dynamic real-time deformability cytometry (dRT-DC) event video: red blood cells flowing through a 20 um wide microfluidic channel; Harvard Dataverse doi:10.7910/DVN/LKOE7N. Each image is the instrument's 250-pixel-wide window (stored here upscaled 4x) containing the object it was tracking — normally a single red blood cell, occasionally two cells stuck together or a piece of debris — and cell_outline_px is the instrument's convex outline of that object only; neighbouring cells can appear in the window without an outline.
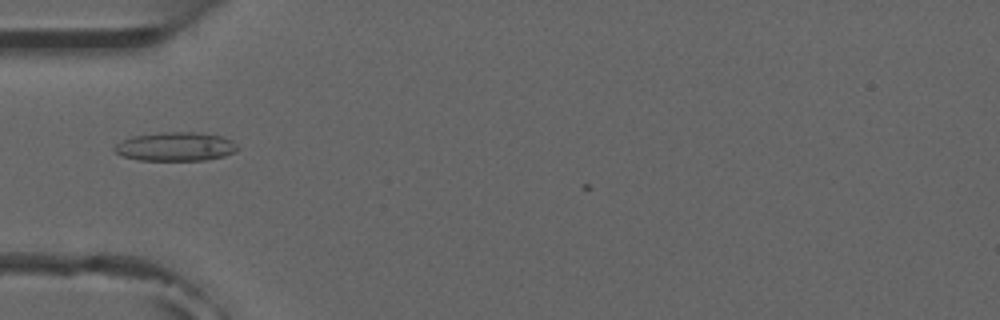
{"species": "common noctule bat (a hibernating species)", "species_latin": "Nyctalus noctula", "temperature_condition": "room temperature", "stored_images_in_passage": 2, "camera_frame_rate_fps": 3000, "um_per_image_px": 0.085, "animal": {"sex": "male", "forearm_length_mm": 52.5}, "frame": {"image": 1, "passage_image": 1, "time_ms": 0.0, "image_size_px": [1000, 320], "cell_outline_px": [[240, 148], [236, 152], [224, 156], [204, 160], [140, 160], [120, 156], [112, 148], [116, 144], [132, 136], [160, 132], [196, 132], [220, 136], [232, 140]], "centroid_in_image_um": [14.93, 12.46], "position_along_channel_um": 70.1, "area_um2": 20.75}}